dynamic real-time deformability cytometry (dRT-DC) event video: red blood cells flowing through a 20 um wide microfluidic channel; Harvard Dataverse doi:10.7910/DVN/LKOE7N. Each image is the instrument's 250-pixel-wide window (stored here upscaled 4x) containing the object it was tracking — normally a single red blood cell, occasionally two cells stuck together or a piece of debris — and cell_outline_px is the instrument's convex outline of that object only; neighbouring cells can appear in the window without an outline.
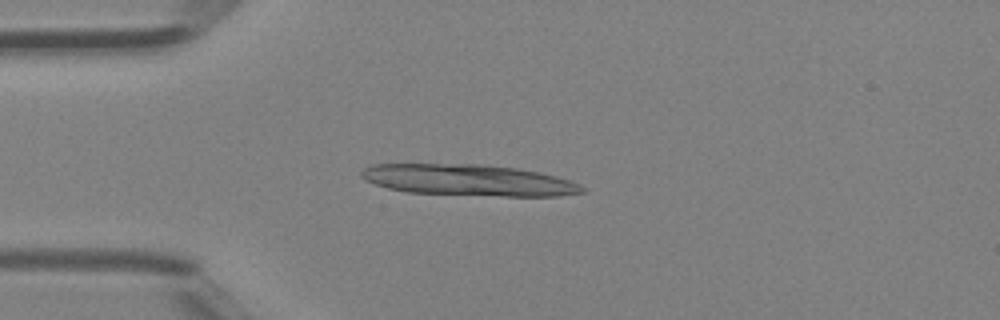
{"species": "Egyptian fruit bat (a non-hibernating species)", "species_latin": "Rousettus aegyptiacus", "temperature_condition": "room temperature", "stored_images_in_passage": 3, "camera_frame_rate_fps": 3000, "um_per_image_px": 0.085, "animal": {"sex": "female"}, "frame": {"image": 1, "passage_image": 3, "time_ms": 0.667, "image_size_px": [1000, 320], "cell_outline_px": [[588, 192], [560, 196], [504, 196], [408, 192], [388, 188], [364, 180], [360, 176], [360, 172], [364, 168], [372, 164], [484, 164], [516, 168], [540, 172], [556, 176], [580, 184]], "centroid_in_image_um": [39.86, 15.31], "position_along_channel_um": 45.1, "area_um2": 40.34}}